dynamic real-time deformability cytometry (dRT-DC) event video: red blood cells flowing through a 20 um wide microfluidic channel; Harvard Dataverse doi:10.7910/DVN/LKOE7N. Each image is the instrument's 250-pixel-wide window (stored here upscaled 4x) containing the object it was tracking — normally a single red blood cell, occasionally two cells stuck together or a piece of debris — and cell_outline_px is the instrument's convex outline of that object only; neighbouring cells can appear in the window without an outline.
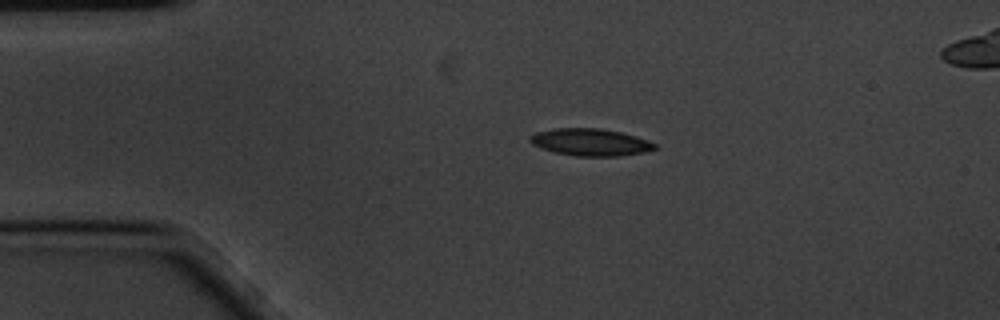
{"species": "common noctule bat (a hibernating species)", "species_latin": "Nyctalus noctula", "temperature_condition": "cold", "stored_images_in_passage": 4, "camera_frame_rate_fps": 3000, "um_per_image_px": 0.085, "animal": {"sex": "male", "body_mass_g": 20.1, "forearm_length_mm": 53.5}, "frame": {"image": 1, "passage_image": 3, "time_ms": 0.667, "image_size_px": [1000, 320], "cell_outline_px": [[656, 148], [644, 152], [620, 156], [576, 156], [556, 152], [540, 148], [532, 144], [528, 140], [528, 136], [536, 132], [552, 128], [600, 128], [620, 132], [636, 136], [648, 140], [656, 144]], "centroid_in_image_um": [50.15, 12.08], "position_along_channel_um": 34.9, "area_um2": 19.83}}